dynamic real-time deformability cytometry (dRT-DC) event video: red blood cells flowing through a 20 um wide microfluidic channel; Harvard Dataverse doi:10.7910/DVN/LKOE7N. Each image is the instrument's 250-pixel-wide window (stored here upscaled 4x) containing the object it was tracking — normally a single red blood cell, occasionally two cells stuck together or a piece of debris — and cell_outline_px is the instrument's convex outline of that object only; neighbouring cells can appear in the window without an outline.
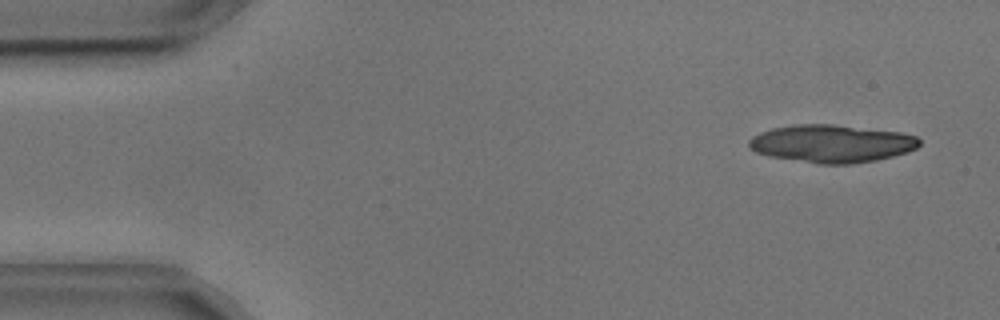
{"species": "common noctule bat (a hibernating species)", "species_latin": "Nyctalus noctula", "temperature_condition": "cold", "stored_images_in_passage": 15, "camera_frame_rate_fps": 3000, "um_per_image_px": 0.085, "animal": {"sex": "male", "body_mass_g": 17.9, "forearm_length_mm": 54.2}, "frame": {"image": 1, "passage_image": 3, "time_ms": 0.667, "image_size_px": [1000, 320], "cell_outline_px": [[920, 144], [916, 148], [908, 152], [876, 160], [852, 164], [820, 164], [768, 156], [756, 152], [748, 148], [748, 140], [752, 136], [760, 132], [772, 128], [792, 124], [832, 124], [900, 132], [916, 136], [920, 140]], "centroid_in_image_um": [70.66, 12.2], "position_along_channel_um": 14.3, "area_um2": 37.69}}